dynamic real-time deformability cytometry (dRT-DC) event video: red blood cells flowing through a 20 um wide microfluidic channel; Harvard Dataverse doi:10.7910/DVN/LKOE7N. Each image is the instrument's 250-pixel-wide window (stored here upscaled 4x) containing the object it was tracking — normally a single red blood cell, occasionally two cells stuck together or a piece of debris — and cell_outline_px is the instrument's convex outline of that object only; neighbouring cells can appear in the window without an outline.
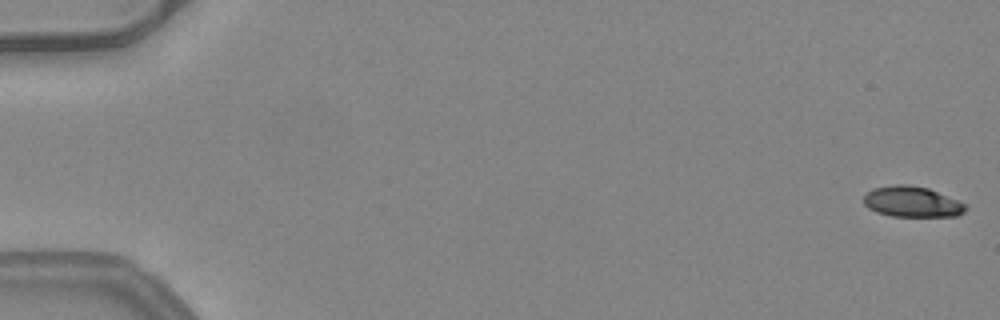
{"species": "common noctule bat (a hibernating species)", "species_latin": "Nyctalus noctula", "temperature_condition": "warm", "stored_images_in_passage": 52, "camera_frame_rate_fps": 3000, "um_per_image_px": 0.085, "animal": {"sex": "female", "body_mass_g": 24.6, "forearm_length_mm": 56.2}, "frame": {"image": 1, "passage_image": 1, "time_ms": 0.0, "image_size_px": [1000, 320], "cell_outline_px": [[968, 208], [964, 212], [956, 216], [892, 216], [876, 212], [868, 208], [864, 204], [864, 196], [872, 188], [892, 184], [908, 184], [928, 188], [968, 204]], "centroid_in_image_um": [77.53, 17.14], "position_along_channel_um": 7.5, "area_um2": 18.38}}
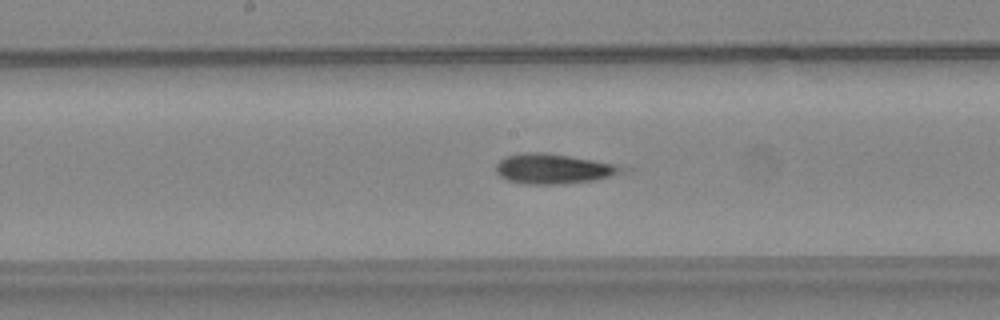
{"frame": {"image": 2, "passage_image": 28, "time_ms": 9.0, "image_size_px": [1000, 320], "cell_outline_px": [[632, 168], [628, 172], [596, 180], [564, 184], [524, 184], [508, 180], [500, 176], [496, 172], [496, 164], [504, 156], [524, 152], [544, 152], [616, 164]], "centroid_in_image_um": [47.11, 14.35], "position_along_channel_um": 201.1, "area_um2": 22.37}}
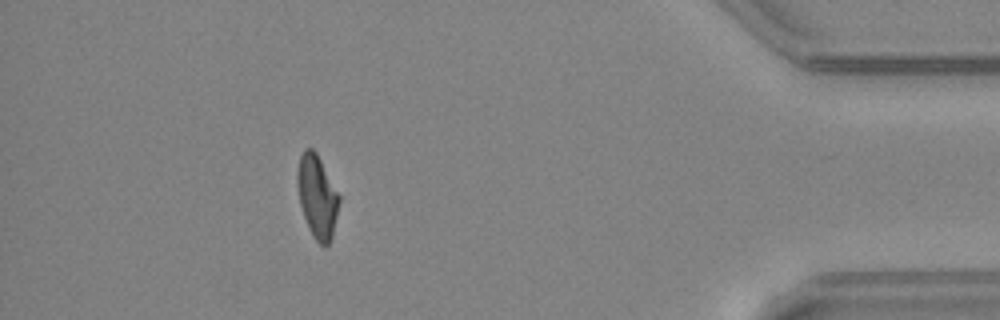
{"frame": {"image": 3, "passage_image": 47, "time_ms": 15.333, "image_size_px": [1000, 320], "cell_outline_px": [[340, 200], [332, 236], [328, 244], [324, 248], [316, 240], [304, 216], [300, 204], [296, 184], [296, 172], [300, 156], [304, 148], [312, 148], [316, 152], [340, 196]], "centroid_in_image_um": [26.95, 16.67], "position_along_channel_um": 408.3, "area_um2": 20.0}, "authors_computed_cell_mechanics": {"area_um2": 21.0103, "velocity_mm_per_s": 4.0581, "shape_relaxation_time_tau1_ms": 7.3838, "shape_relaxation_time_tau2_ms": 4.4694, "deformation_change_tau1": 0.1954, "deformation_change_tau2": 0.1717}}